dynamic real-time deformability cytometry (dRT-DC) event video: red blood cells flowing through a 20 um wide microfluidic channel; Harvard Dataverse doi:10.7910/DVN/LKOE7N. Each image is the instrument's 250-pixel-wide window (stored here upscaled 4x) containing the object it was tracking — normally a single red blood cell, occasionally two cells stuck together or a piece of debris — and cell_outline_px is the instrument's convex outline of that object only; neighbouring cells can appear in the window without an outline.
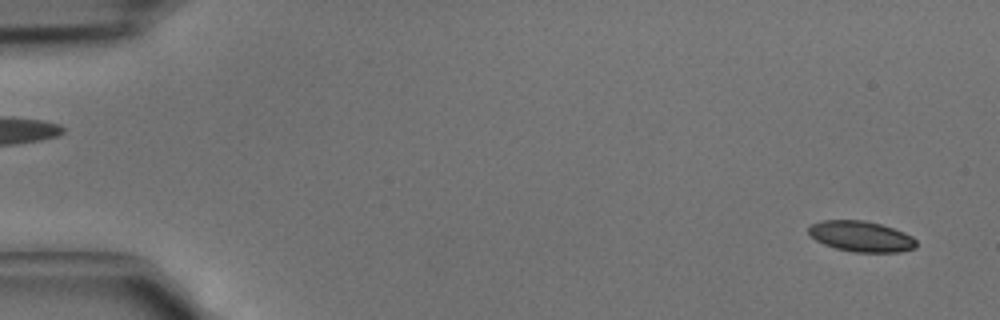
{"species": "common noctule bat (a hibernating species)", "species_latin": "Nyctalus noctula", "temperature_condition": "cold", "stored_images_in_passage": 43, "camera_frame_rate_fps": 3000, "um_per_image_px": 0.085, "animal": {"sex": "male", "body_mass_g": 15.6}, "frame": {"image": 1, "passage_image": 2, "time_ms": 0.333, "image_size_px": [1000, 320], "cell_outline_px": [[916, 248], [900, 252], [852, 252], [836, 248], [824, 244], [816, 240], [808, 232], [808, 228], [812, 224], [824, 220], [864, 220], [880, 224], [904, 232], [912, 236], [916, 240]], "centroid_in_image_um": [73.21, 20.1], "position_along_channel_um": 11.8, "area_um2": 19.19}}
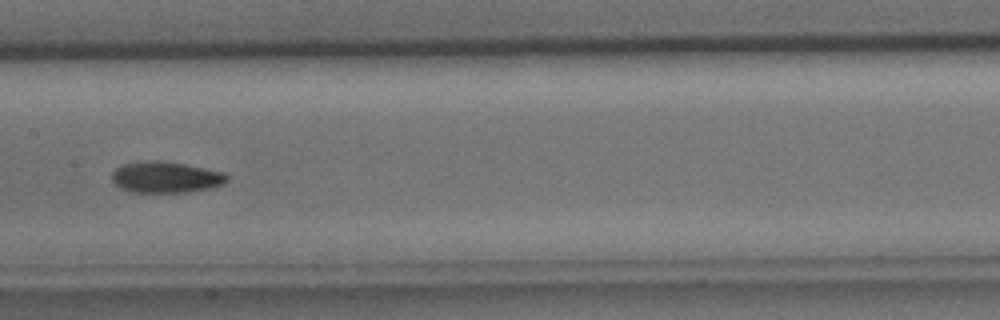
{"frame": {"image": 2, "passage_image": 22, "time_ms": 7.0, "image_size_px": [1000, 320], "cell_outline_px": [[228, 180], [224, 184], [212, 188], [188, 192], [132, 192], [120, 188], [112, 180], [112, 172], [120, 164], [152, 160], [156, 160], [184, 164], [224, 172], [228, 176]], "centroid_in_image_um": [14.1, 15.06], "position_along_channel_um": 193.3, "area_um2": 20.98}}
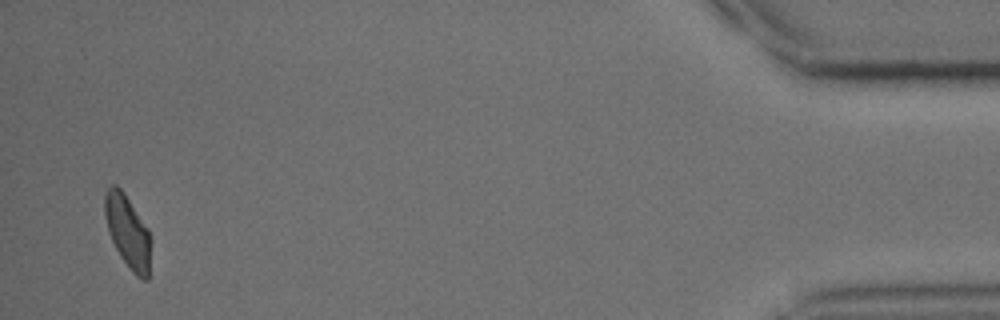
{"frame": {"image": 3, "passage_image": 42, "time_ms": 13.667, "image_size_px": [1000, 320], "cell_outline_px": [[148, 280], [144, 280], [136, 276], [132, 272], [120, 256], [108, 232], [104, 216], [104, 192], [112, 184], [116, 184], [124, 192], [148, 228]], "centroid_in_image_um": [10.79, 19.62], "position_along_channel_um": 424.4, "area_um2": 19.13}}